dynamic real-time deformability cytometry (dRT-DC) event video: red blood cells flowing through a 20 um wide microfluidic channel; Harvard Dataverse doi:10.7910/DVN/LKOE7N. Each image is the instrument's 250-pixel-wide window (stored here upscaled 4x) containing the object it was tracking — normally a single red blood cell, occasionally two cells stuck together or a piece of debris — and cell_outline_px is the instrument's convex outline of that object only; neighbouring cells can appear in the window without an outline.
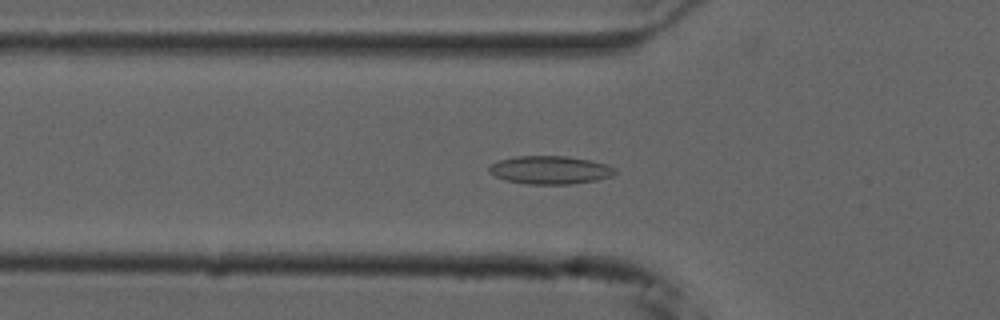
{"species": "common noctule bat (a hibernating species)", "species_latin": "Nyctalus noctula", "temperature_condition": "cold", "stored_images_in_passage": 51, "camera_frame_rate_fps": 3000, "um_per_image_px": 0.085, "animal": {"sex": "male", "forearm_length_mm": 52.5}, "frame": {"image": 1, "passage_image": 17, "time_ms": 5.333, "image_size_px": [1000, 320], "cell_outline_px": [[616, 172], [612, 176], [596, 180], [576, 184], [528, 184], [504, 180], [488, 172], [488, 168], [492, 164], [500, 160], [516, 156], [568, 156], [592, 160], [608, 164], [616, 168]], "centroid_in_image_um": [46.8, 14.45], "position_along_channel_um": 79.0, "area_um2": 20.87}}
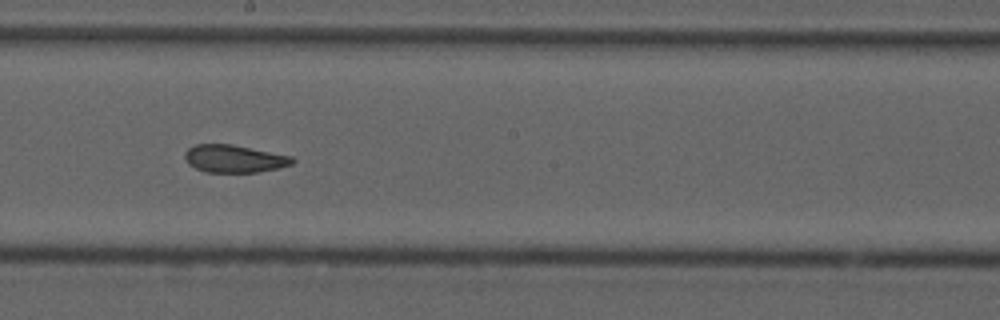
{"frame": {"image": 2, "passage_image": 29, "time_ms": 9.333, "image_size_px": [1000, 320], "cell_outline_px": [[296, 160], [292, 164], [276, 168], [256, 172], [204, 172], [188, 164], [184, 156], [184, 152], [188, 148], [196, 144], [232, 144], [292, 156]], "centroid_in_image_um": [19.88, 13.48], "position_along_channel_um": 228.3, "area_um2": 17.28}}
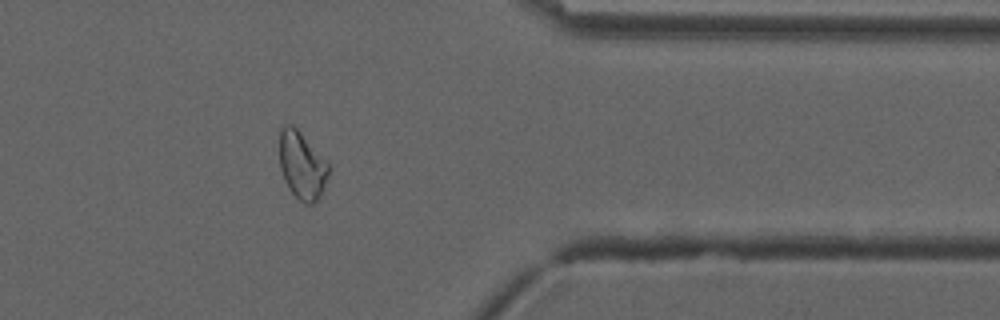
{"frame": {"image": 3, "passage_image": 43, "time_ms": 14.0, "image_size_px": [1000, 320], "cell_outline_px": [[328, 176], [324, 188], [320, 196], [312, 204], [304, 204], [288, 188], [280, 168], [280, 128], [284, 124], [292, 124], [328, 160]], "centroid_in_image_um": [25.67, 14.04], "position_along_channel_um": 385.7, "area_um2": 19.36}}